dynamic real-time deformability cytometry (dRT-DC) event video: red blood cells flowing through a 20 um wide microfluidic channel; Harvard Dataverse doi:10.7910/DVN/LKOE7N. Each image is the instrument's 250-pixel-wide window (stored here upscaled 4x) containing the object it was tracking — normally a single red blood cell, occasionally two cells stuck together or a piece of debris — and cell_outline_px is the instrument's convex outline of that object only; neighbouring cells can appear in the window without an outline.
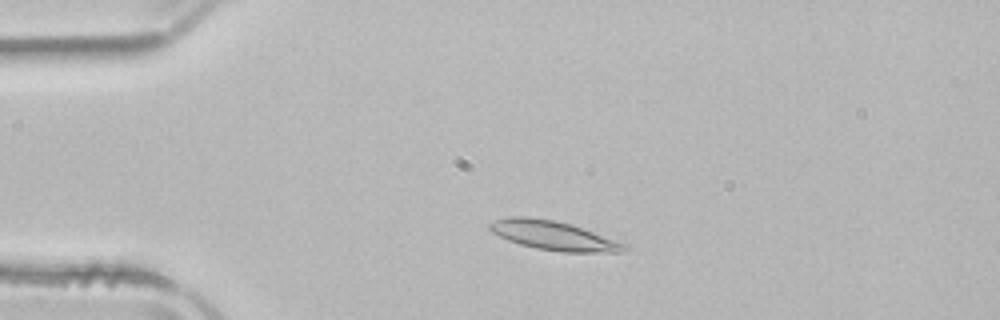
{"species": "common noctule bat (a hibernating species)", "species_latin": "Nyctalus noctula", "temperature_condition": "room temperature", "stored_images_in_passage": 48, "camera_frame_rate_fps": 3000, "um_per_image_px": 0.085, "animal": {"sex": "male", "body_mass_g": 21.5, "forearm_length_mm": 52.0}, "frame": {"image": 1, "passage_image": 8, "time_ms": 2.333, "image_size_px": [1000, 320], "cell_outline_px": [[628, 248], [624, 252], [564, 252], [536, 248], [520, 244], [508, 240], [492, 232], [488, 228], [488, 224], [496, 220], [508, 216], [528, 216], [552, 220], [572, 224], [628, 244]], "centroid_in_image_um": [47.07, 20.02], "position_along_channel_um": 37.9, "area_um2": 22.89}}
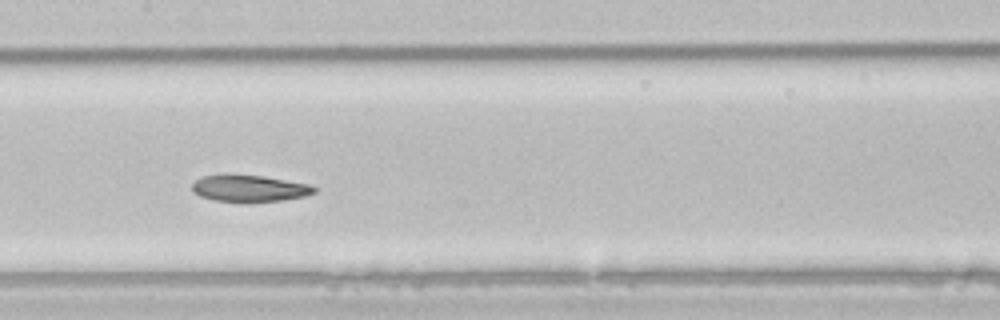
{"frame": {"image": 2, "passage_image": 22, "time_ms": 7.0, "image_size_px": [1000, 320], "cell_outline_px": [[316, 192], [304, 196], [280, 200], [216, 200], [200, 196], [192, 188], [192, 184], [196, 180], [204, 176], [264, 176], [308, 184], [316, 188]], "centroid_in_image_um": [21.24, 16.0], "position_along_channel_um": 186.2, "area_um2": 17.8}}
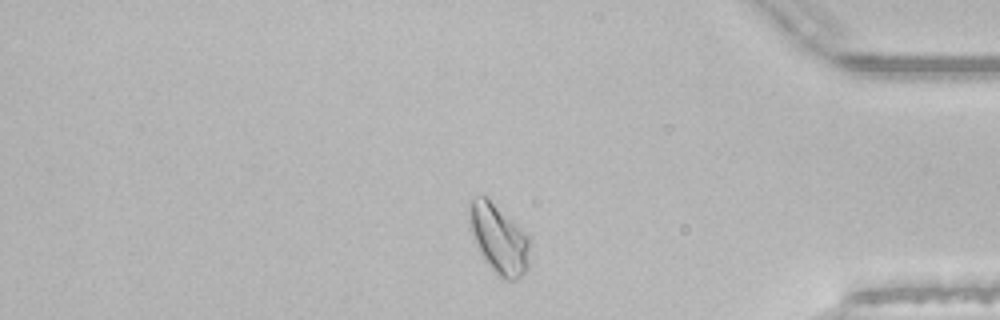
{"frame": {"image": 3, "passage_image": 40, "time_ms": 13.0, "image_size_px": [1000, 320], "cell_outline_px": [[528, 268], [516, 280], [504, 280], [484, 260], [468, 228], [468, 220], [472, 200], [476, 196], [488, 196], [528, 236]], "centroid_in_image_um": [42.37, 20.29], "position_along_channel_um": 392.8, "area_um2": 24.04}, "authors_computed_cell_mechanics": {"area_um2": 21.5883, "velocity_mm_per_s": 3.9047, "shape_relaxation_time_tau1_ms": 6.0707, "shape_relaxation_time_tau2_ms": 4.2798, "deformation_change_tau1": 0.1639, "deformation_change_tau2": 0.0998}}